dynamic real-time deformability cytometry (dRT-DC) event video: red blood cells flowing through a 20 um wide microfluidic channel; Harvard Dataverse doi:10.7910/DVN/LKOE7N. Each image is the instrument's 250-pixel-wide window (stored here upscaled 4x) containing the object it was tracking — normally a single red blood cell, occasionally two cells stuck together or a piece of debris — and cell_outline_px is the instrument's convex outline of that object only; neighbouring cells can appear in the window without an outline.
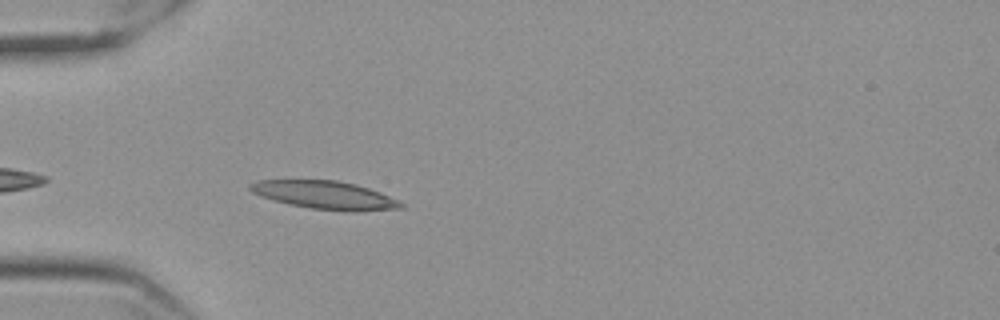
{"species": "Egyptian fruit bat (a non-hibernating species)", "species_latin": "Rousettus aegyptiacus", "temperature_condition": "cold", "stored_images_in_passage": 17, "camera_frame_rate_fps": 3000, "um_per_image_px": 0.085, "frame": {"image": 1, "passage_image": 3, "time_ms": 0.667, "image_size_px": [1000, 320], "cell_outline_px": [[404, 208], [356, 212], [344, 212], [308, 208], [288, 204], [260, 196], [252, 192], [248, 188], [248, 184], [256, 180], [336, 180], [356, 184], [380, 192], [400, 200], [404, 204]], "centroid_in_image_um": [27.64, 16.59], "position_along_channel_um": 57.4, "area_um2": 25.14}}
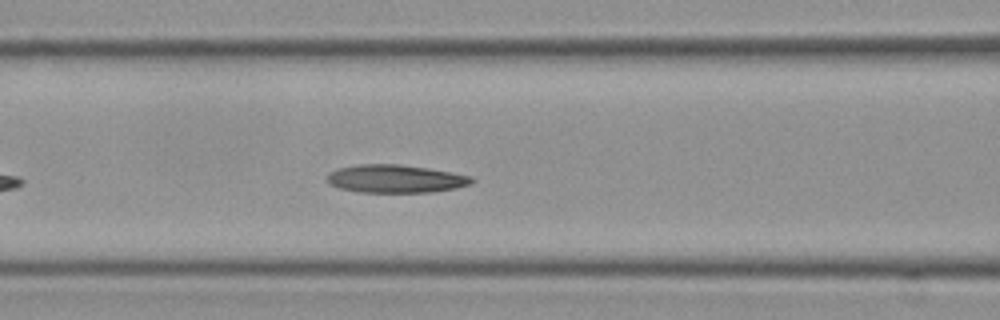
{"frame": {"image": 2, "passage_image": 10, "time_ms": 3.0, "image_size_px": [1000, 320], "cell_outline_px": [[476, 180], [472, 184], [456, 188], [432, 192], [360, 192], [340, 188], [328, 184], [328, 172], [336, 168], [360, 164], [400, 164], [428, 168], [452, 172], [472, 176]], "centroid_in_image_um": [33.64, 15.19], "position_along_channel_um": 133.0, "area_um2": 23.81}}
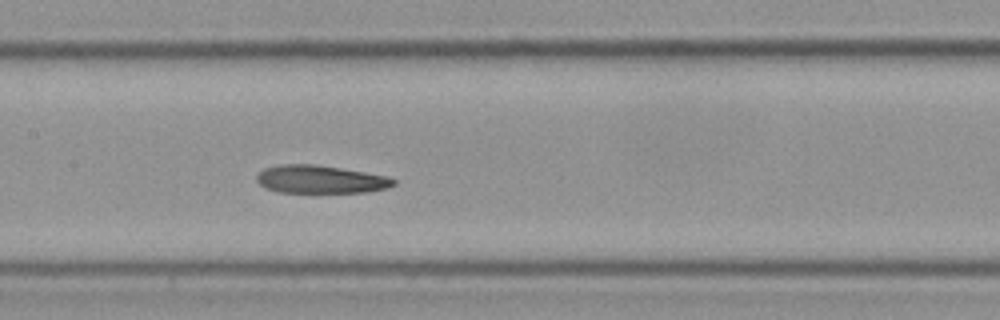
{"frame": {"image": 3, "passage_image": 14, "time_ms": 4.333, "image_size_px": [1000, 320], "cell_outline_px": [[396, 184], [388, 188], [368, 192], [280, 192], [264, 188], [256, 180], [256, 176], [264, 168], [280, 164], [316, 164], [388, 176], [396, 180]], "centroid_in_image_um": [27.24, 15.24], "position_along_channel_um": 180.2, "area_um2": 22.37}}